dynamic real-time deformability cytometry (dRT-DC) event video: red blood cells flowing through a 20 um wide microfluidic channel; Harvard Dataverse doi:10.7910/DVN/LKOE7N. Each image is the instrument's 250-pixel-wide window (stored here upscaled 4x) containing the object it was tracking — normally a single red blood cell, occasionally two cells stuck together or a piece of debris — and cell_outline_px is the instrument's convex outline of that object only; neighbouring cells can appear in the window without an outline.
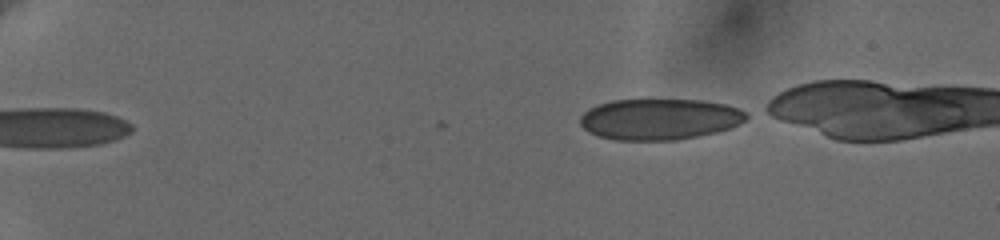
{"species": "human", "species_latin": "Homo sapiens", "temperature_condition": "cold", "stored_images_in_passage": 17, "camera_frame_rate_fps": 3000, "um_per_image_px": 0.085, "donor": {"sex": "female"}, "frame": {"image": 1, "passage_image": 1, "time_ms": 0.0, "image_size_px": [1000, 240], "cell_outline_px": [[748, 116], [740, 124], [716, 132], [676, 140], [616, 140], [600, 136], [588, 132], [580, 124], [580, 116], [584, 112], [600, 104], [612, 100], [704, 100], [724, 104], [740, 108], [748, 112]], "centroid_in_image_um": [56.09, 10.13], "position_along_channel_um": 28.9, "area_um2": 39.65}}
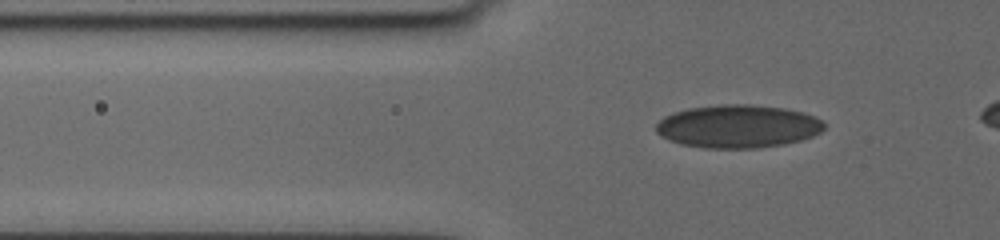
{"frame": {"image": 2, "passage_image": 12, "time_ms": 3.667, "image_size_px": [1000, 240], "cell_outline_px": [[824, 128], [820, 132], [812, 136], [800, 140], [784, 144], [756, 148], [704, 148], [680, 144], [668, 140], [660, 136], [656, 132], [656, 124], [664, 116], [688, 108], [728, 104], [748, 104], [784, 108], [804, 112], [820, 120], [824, 124]], "centroid_in_image_um": [62.69, 10.74], "position_along_channel_um": 63.1, "area_um2": 42.08}}
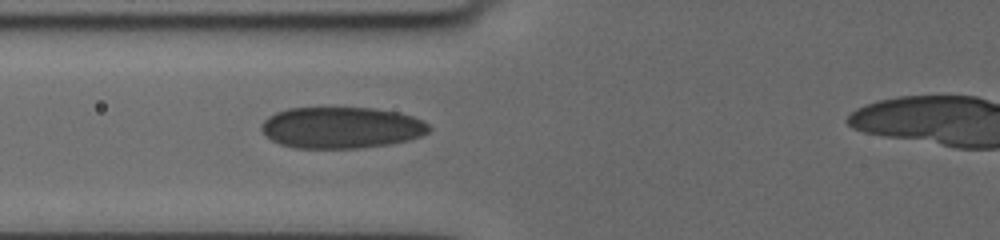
{"frame": {"image": 3, "passage_image": 16, "time_ms": 5.0, "image_size_px": [1000, 240], "cell_outline_px": [[432, 128], [428, 132], [420, 136], [408, 140], [388, 144], [364, 148], [292, 148], [280, 144], [264, 136], [260, 132], [260, 124], [268, 116], [276, 112], [288, 108], [372, 108], [396, 112], [412, 116], [428, 124]], "centroid_in_image_um": [28.95, 10.86], "position_along_channel_um": 96.8, "area_um2": 40.63}}